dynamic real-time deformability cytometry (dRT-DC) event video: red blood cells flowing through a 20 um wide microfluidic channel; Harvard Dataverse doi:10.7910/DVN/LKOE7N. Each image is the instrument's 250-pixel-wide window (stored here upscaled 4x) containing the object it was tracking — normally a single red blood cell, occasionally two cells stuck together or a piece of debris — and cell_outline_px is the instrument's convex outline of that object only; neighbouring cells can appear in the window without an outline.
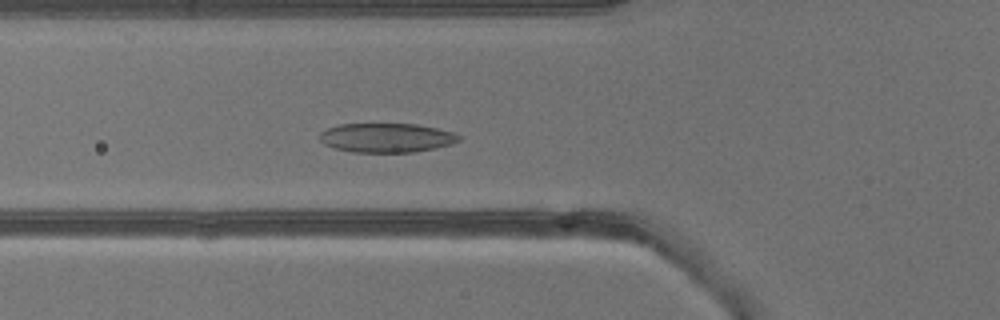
{"species": "common noctule bat (a hibernating species)", "species_latin": "Nyctalus noctula", "temperature_condition": "warm", "stored_images_in_passage": 41, "camera_frame_rate_fps": 3000, "um_per_image_px": 0.085, "animal": {"sex": "male", "body_mass_g": 13.3}, "frame": {"image": 1, "passage_image": 15, "time_ms": 4.667, "image_size_px": [1000, 320], "cell_outline_px": [[460, 140], [452, 144], [412, 152], [352, 152], [336, 148], [324, 144], [320, 140], [320, 132], [328, 128], [340, 124], [416, 124], [436, 128], [452, 132], [460, 136]], "centroid_in_image_um": [32.84, 11.7], "position_along_channel_um": 93.0, "area_um2": 23.47}}
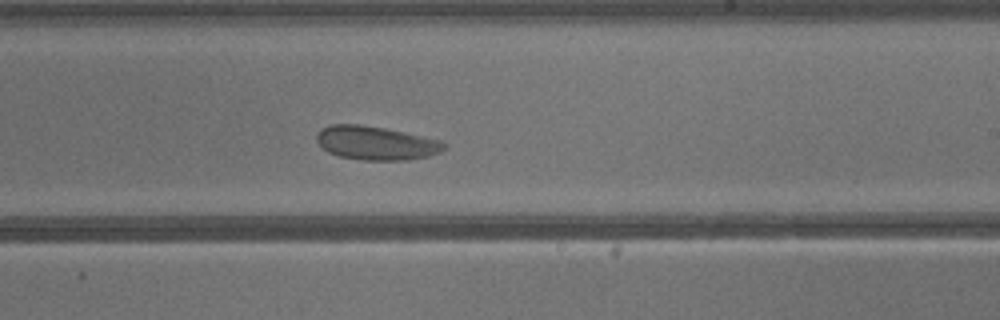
{"frame": {"image": 2, "passage_image": 25, "time_ms": 8.0, "image_size_px": [1000, 320], "cell_outline_px": [[448, 144], [440, 152], [428, 156], [408, 160], [364, 160], [340, 156], [328, 152], [316, 140], [316, 132], [320, 128], [332, 124], [360, 124], [384, 128], [404, 132], [440, 140]], "centroid_in_image_um": [31.94, 12.15], "position_along_channel_um": 257.1, "area_um2": 25.03}}
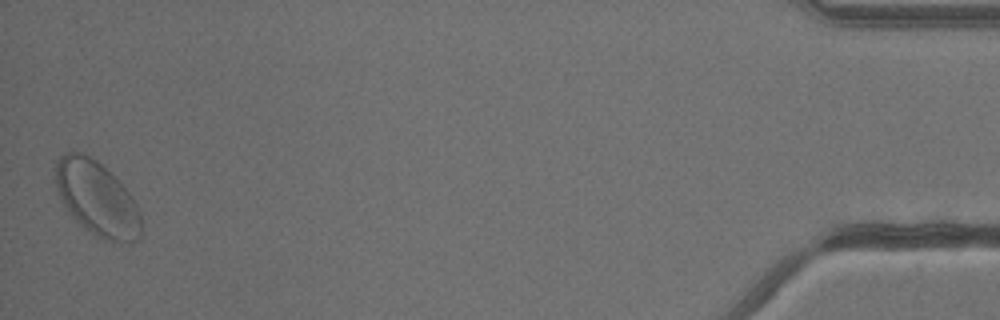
{"frame": {"image": 3, "passage_image": 41, "time_ms": 13.333, "image_size_px": [1000, 320], "cell_outline_px": [[140, 236], [132, 244], [120, 244], [104, 240], [96, 236], [84, 228], [68, 212], [60, 200], [56, 188], [56, 164], [60, 156], [68, 152], [80, 152], [96, 160], [132, 196], [140, 212]], "centroid_in_image_um": [8.24, 16.93], "position_along_channel_um": 427.0, "area_um2": 36.99}}